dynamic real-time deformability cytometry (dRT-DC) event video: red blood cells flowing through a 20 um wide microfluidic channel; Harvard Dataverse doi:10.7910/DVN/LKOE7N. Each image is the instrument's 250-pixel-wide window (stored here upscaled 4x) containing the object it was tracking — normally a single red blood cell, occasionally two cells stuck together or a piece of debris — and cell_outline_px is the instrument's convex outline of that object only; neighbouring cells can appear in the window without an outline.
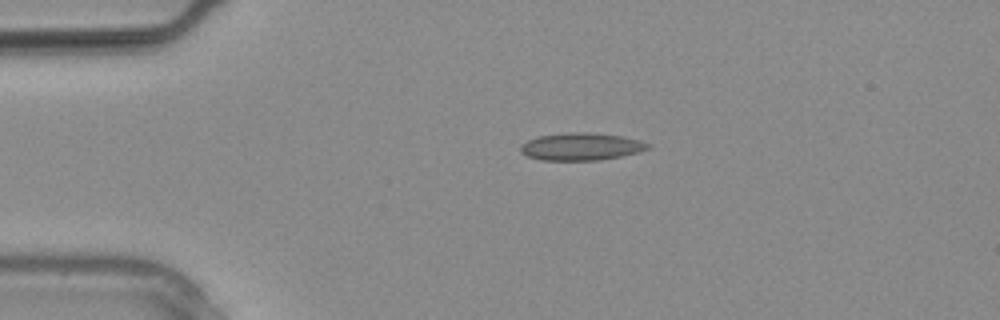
{"species": "common noctule bat (a hibernating species)", "species_latin": "Nyctalus noctula", "temperature_condition": "warm", "stored_images_in_passage": 16, "camera_frame_rate_fps": 3000, "um_per_image_px": 0.085, "animal": {"sex": "male", "body_mass_g": 20.4}, "frame": {"image": 1, "passage_image": 5, "time_ms": 1.333, "image_size_px": [1000, 320], "cell_outline_px": [[652, 148], [640, 152], [600, 160], [540, 160], [528, 156], [520, 152], [520, 144], [536, 136], [572, 132], [588, 132], [624, 136], [640, 140], [652, 144]], "centroid_in_image_um": [49.43, 12.45], "position_along_channel_um": 35.6, "area_um2": 20.63}}